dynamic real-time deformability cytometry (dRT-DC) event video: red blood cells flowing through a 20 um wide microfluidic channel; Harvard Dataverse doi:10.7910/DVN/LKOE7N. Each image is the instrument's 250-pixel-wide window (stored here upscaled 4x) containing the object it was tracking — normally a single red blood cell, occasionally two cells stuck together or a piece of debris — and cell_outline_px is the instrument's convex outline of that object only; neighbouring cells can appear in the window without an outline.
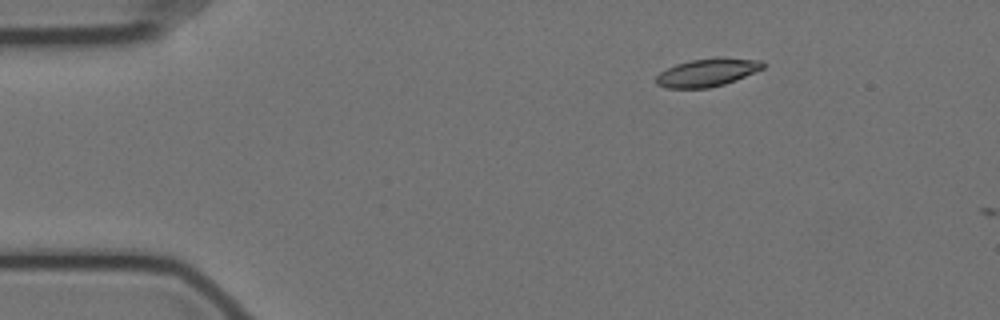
{"species": "Egyptian fruit bat (a non-hibernating species)", "species_latin": "Rousettus aegyptiacus", "temperature_condition": "cold", "stored_images_in_passage": 2, "camera_frame_rate_fps": 3000, "um_per_image_px": 0.085, "animal": {"sex": "female"}, "frame": {"image": 1, "passage_image": 1, "time_ms": 0.0, "image_size_px": [1000, 320], "cell_outline_px": [[764, 68], [736, 80], [724, 84], [708, 88], [668, 88], [656, 84], [656, 76], [660, 72], [676, 64], [692, 60], [716, 56], [724, 56], [760, 60], [764, 64]], "centroid_in_image_um": [60.14, 6.14], "position_along_channel_um": 24.9, "area_um2": 17.57}}